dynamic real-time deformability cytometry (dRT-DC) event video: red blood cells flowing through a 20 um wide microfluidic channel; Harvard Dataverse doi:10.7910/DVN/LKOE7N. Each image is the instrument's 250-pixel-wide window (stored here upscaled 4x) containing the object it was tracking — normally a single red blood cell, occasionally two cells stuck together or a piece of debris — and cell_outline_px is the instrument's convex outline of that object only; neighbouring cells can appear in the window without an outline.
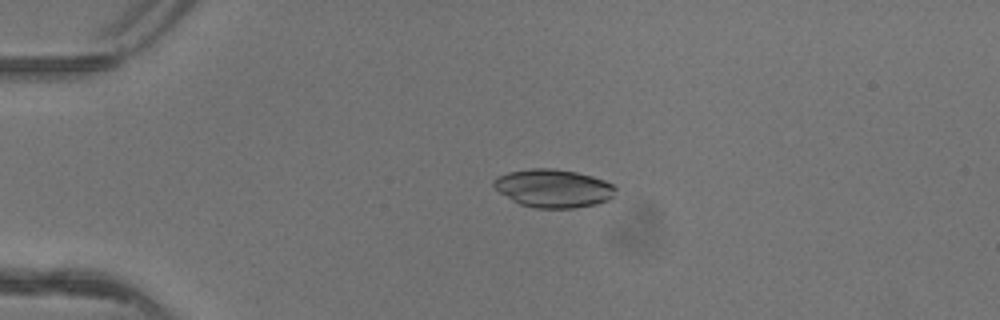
{"species": "common noctule bat (a hibernating species)", "species_latin": "Nyctalus noctula", "temperature_condition": "warm", "stored_images_in_passage": 4, "camera_frame_rate_fps": 3000, "um_per_image_px": 0.085, "animal": {"sex": "female"}, "frame": {"image": 1, "passage_image": 2, "time_ms": 0.333, "image_size_px": [1000, 320], "cell_outline_px": [[616, 188], [612, 196], [608, 200], [596, 204], [572, 208], [536, 208], [520, 204], [512, 200], [500, 192], [492, 184], [492, 180], [508, 172], [532, 168], [552, 168], [576, 172], [592, 176], [604, 180], [612, 184]], "centroid_in_image_um": [47.03, 16.0], "position_along_channel_um": 38.0, "area_um2": 26.93}}
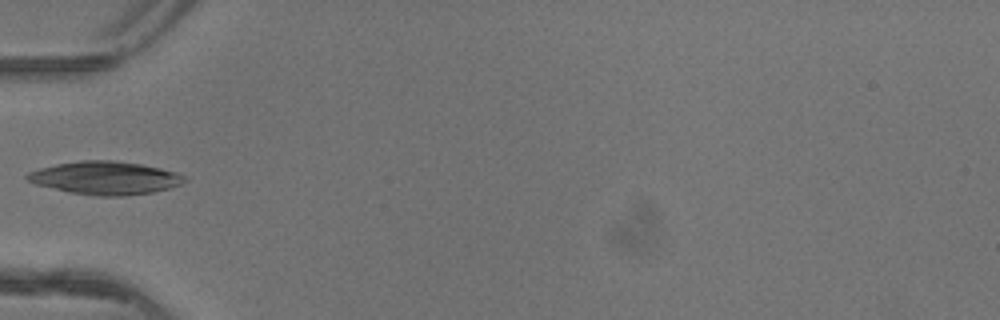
{"frame": {"image": 2, "passage_image": 3, "time_ms": 0.667, "image_size_px": [1000, 320], "cell_outline_px": [[188, 180], [180, 184], [168, 188], [152, 192], [124, 196], [96, 196], [68, 192], [36, 184], [28, 180], [24, 176], [28, 172], [40, 168], [56, 164], [80, 160], [112, 160], [140, 164], [160, 168], [188, 176]], "centroid_in_image_um": [8.94, 15.12], "position_along_channel_um": 76.1, "area_um2": 30.29}}
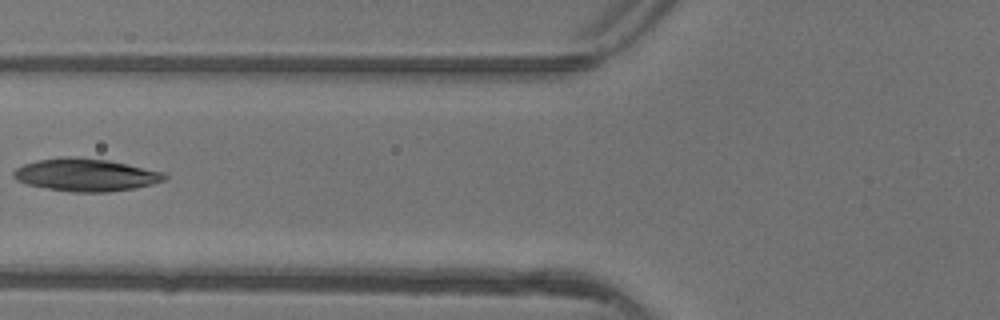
{"frame": {"image": 3, "passage_image": 4, "time_ms": 1.0, "image_size_px": [1000, 320], "cell_outline_px": [[168, 176], [164, 180], [152, 184], [136, 188], [108, 192], [72, 192], [48, 188], [28, 184], [16, 180], [12, 176], [12, 172], [16, 168], [24, 164], [36, 160], [64, 156], [76, 156], [108, 160], [128, 164], [164, 172]], "centroid_in_image_um": [7.29, 14.85], "position_along_channel_um": 118.5, "area_um2": 28.84}}